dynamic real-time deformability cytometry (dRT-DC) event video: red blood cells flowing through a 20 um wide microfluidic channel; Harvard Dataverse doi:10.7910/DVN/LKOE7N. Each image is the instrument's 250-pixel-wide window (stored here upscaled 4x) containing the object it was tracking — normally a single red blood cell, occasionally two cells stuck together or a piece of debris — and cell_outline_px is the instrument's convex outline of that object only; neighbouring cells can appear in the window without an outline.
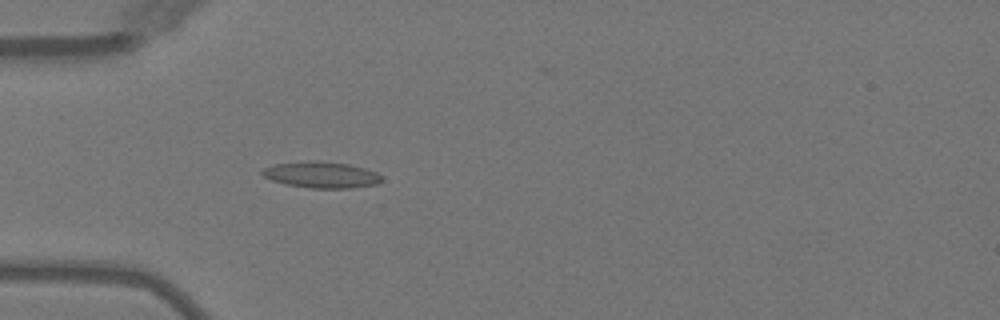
{"species": "Egyptian fruit bat (a non-hibernating species)", "species_latin": "Rousettus aegyptiacus", "temperature_condition": "warm", "stored_images_in_passage": 4, "camera_frame_rate_fps": 3000, "um_per_image_px": 0.085, "animal": {"sex": "female"}, "frame": {"image": 1, "passage_image": 4, "time_ms": 4.667, "image_size_px": [1000, 320], "cell_outline_px": [[380, 180], [376, 184], [352, 188], [308, 188], [284, 184], [272, 180], [264, 176], [260, 172], [264, 168], [276, 164], [348, 164], [364, 168], [376, 172], [380, 176]], "centroid_in_image_um": [27.33, 14.92], "position_along_channel_um": 57.7, "area_um2": 17.05}}